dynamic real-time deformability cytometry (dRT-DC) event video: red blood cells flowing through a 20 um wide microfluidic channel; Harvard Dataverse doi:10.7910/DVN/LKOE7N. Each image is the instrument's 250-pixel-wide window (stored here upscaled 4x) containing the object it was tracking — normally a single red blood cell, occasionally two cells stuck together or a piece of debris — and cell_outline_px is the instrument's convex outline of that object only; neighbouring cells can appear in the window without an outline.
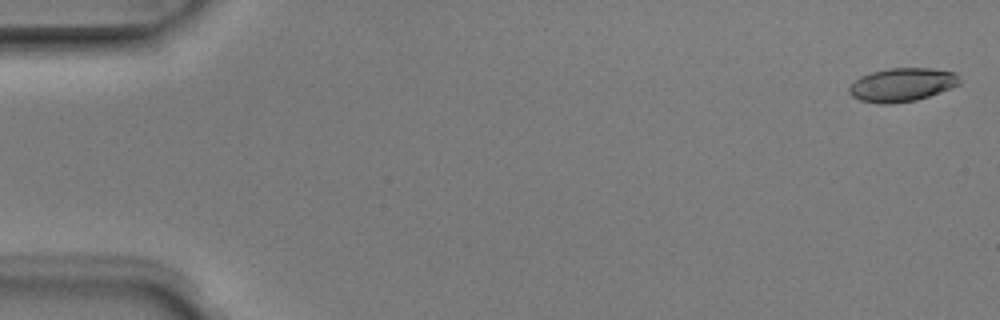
{"species": "Egyptian fruit bat (a non-hibernating species)", "species_latin": "Rousettus aegyptiacus", "temperature_condition": "room temperature", "stored_images_in_passage": 5, "camera_frame_rate_fps": 3000, "um_per_image_px": 0.085, "animal": {"sex": "male"}, "frame": {"image": 1, "passage_image": 1, "time_ms": 0.0, "image_size_px": [1000, 320], "cell_outline_px": [[960, 84], [940, 92], [916, 100], [892, 104], [880, 104], [860, 100], [852, 96], [848, 92], [848, 88], [860, 76], [872, 72], [888, 68], [932, 68], [956, 72], [960, 80]], "centroid_in_image_um": [76.67, 7.2], "position_along_channel_um": 8.3, "area_um2": 21.62}}
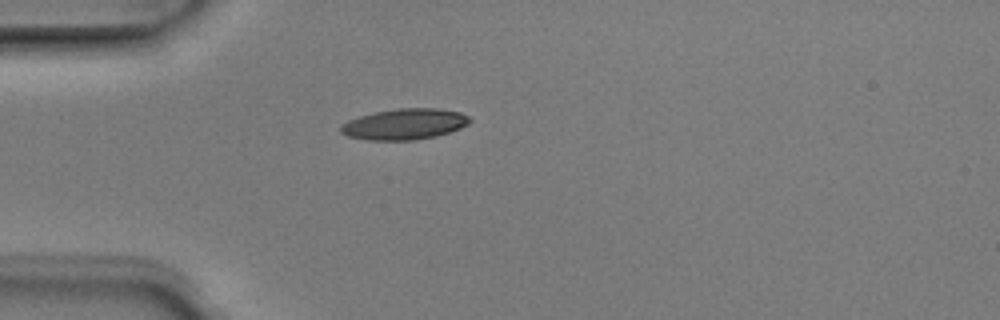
{"frame": {"image": 2, "passage_image": 5, "time_ms": 1.333, "image_size_px": [1000, 320], "cell_outline_px": [[472, 120], [468, 124], [460, 128], [436, 136], [416, 140], [368, 140], [348, 136], [340, 132], [340, 124], [348, 120], [360, 116], [376, 112], [400, 108], [436, 108], [460, 112], [468, 116]], "centroid_in_image_um": [34.38, 10.55], "position_along_channel_um": 50.6, "area_um2": 23.18}}